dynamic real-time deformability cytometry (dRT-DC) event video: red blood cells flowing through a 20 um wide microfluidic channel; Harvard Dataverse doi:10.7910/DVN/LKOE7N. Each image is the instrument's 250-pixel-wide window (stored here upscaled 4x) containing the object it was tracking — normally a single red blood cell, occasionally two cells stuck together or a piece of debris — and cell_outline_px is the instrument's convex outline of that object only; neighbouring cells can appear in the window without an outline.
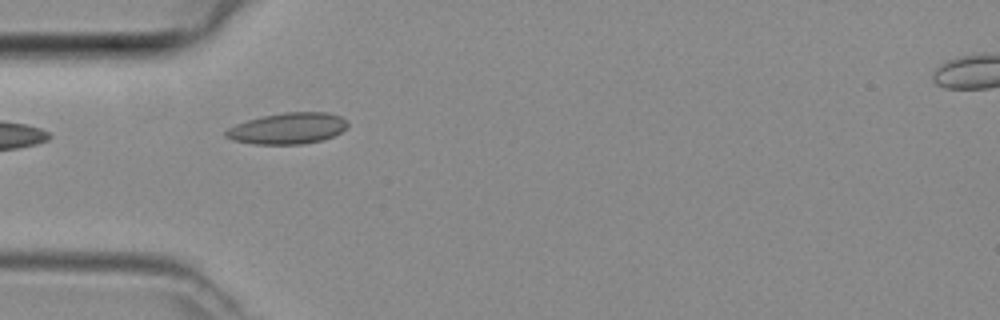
{"species": "common noctule bat (a hibernating species)", "species_latin": "Nyctalus noctula", "temperature_condition": "room temperature", "stored_images_in_passage": 3, "camera_frame_rate_fps": 3000, "um_per_image_px": 0.085, "animal": {"sex": "female", "body_mass_g": 29.2, "forearm_length_mm": 56.3}, "frame": {"image": 1, "passage_image": 1, "time_ms": 0.0, "image_size_px": [1000, 320], "cell_outline_px": [[348, 128], [332, 136], [320, 140], [300, 144], [252, 144], [232, 140], [224, 136], [224, 132], [228, 128], [236, 124], [248, 120], [264, 116], [284, 112], [328, 112], [340, 116], [348, 120]], "centroid_in_image_um": [24.46, 10.91], "position_along_channel_um": 60.5, "area_um2": 22.14}}
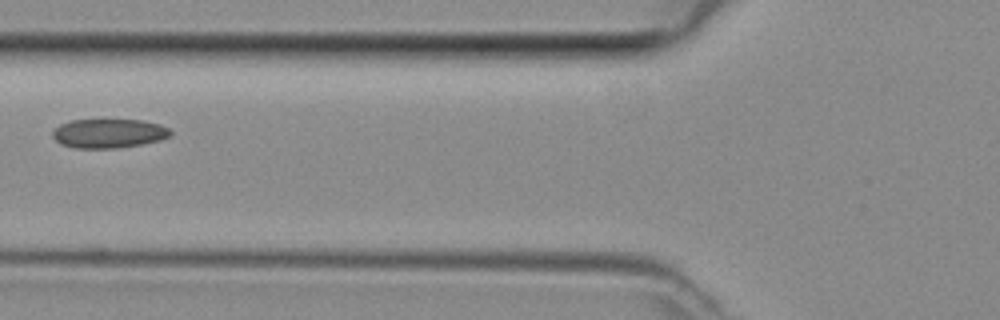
{"frame": {"image": 2, "passage_image": 2, "time_ms": 0.333, "image_size_px": [1000, 320], "cell_outline_px": [[172, 136], [160, 140], [140, 144], [116, 148], [72, 148], [60, 144], [52, 136], [52, 132], [60, 124], [72, 120], [140, 120], [160, 124], [168, 128], [172, 132]], "centroid_in_image_um": [9.24, 11.34], "position_along_channel_um": 116.6, "area_um2": 20.0}}
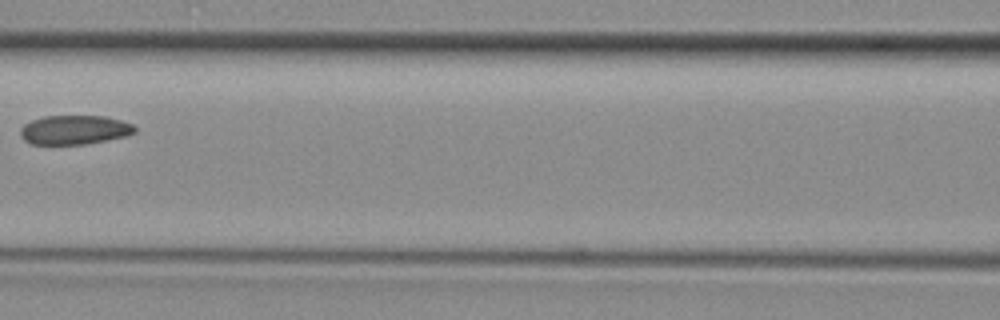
{"frame": {"image": 3, "passage_image": 3, "time_ms": 0.667, "image_size_px": [1000, 320], "cell_outline_px": [[136, 132], [128, 136], [84, 144], [32, 144], [24, 140], [20, 136], [20, 128], [24, 124], [32, 120], [44, 116], [104, 116], [120, 120], [132, 124], [136, 128]], "centroid_in_image_um": [6.33, 11.04], "position_along_channel_um": 160.3, "area_um2": 19.48}}